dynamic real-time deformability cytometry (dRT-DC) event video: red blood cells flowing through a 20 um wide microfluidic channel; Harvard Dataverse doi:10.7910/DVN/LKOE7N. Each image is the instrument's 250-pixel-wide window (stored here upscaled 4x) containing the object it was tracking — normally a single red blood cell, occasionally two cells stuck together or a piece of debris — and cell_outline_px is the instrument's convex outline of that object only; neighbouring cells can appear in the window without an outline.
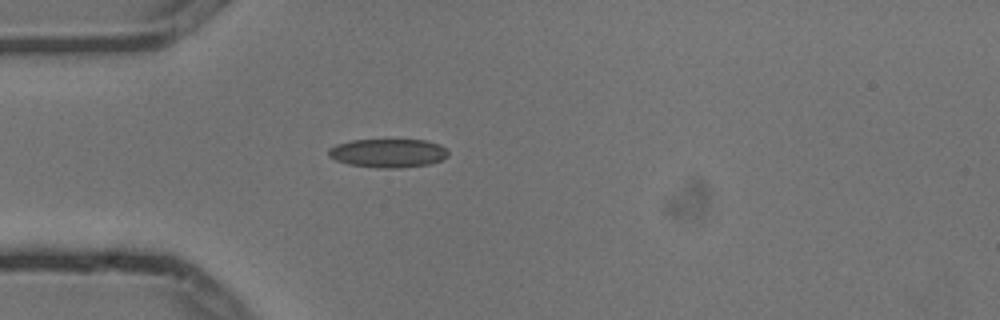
{"species": "common noctule bat (a hibernating species)", "species_latin": "Nyctalus noctula", "temperature_condition": "cold", "stored_images_in_passage": 2, "camera_frame_rate_fps": 3000, "um_per_image_px": 0.085, "animal": {"sex": "male", "body_mass_g": 13.3}, "frame": {"image": 1, "passage_image": 1, "time_ms": 0.0, "image_size_px": [1000, 320], "cell_outline_px": [[448, 156], [440, 160], [428, 164], [400, 168], [380, 168], [348, 164], [336, 160], [328, 156], [328, 148], [336, 144], [352, 140], [424, 140], [440, 144], [448, 152]], "centroid_in_image_um": [32.96, 13.01], "position_along_channel_um": 52.0, "area_um2": 19.94}}